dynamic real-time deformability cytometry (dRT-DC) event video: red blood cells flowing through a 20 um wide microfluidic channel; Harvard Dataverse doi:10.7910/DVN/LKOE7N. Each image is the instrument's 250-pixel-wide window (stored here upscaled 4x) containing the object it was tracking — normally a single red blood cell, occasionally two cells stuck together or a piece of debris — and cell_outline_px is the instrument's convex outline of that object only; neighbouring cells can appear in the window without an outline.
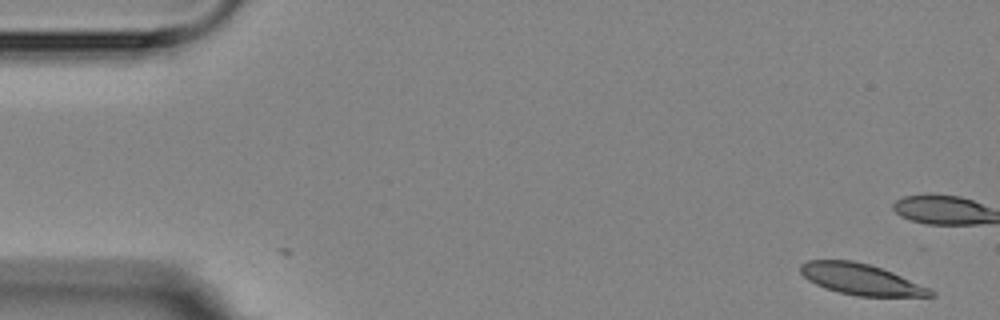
{"species": "Egyptian fruit bat (a non-hibernating species)", "species_latin": "Rousettus aegyptiacus", "temperature_condition": "room temperature", "stored_images_in_passage": 10, "camera_frame_rate_fps": 3000, "um_per_image_px": 0.085, "animal": {"sex": "female"}, "frame": {"image": 1, "passage_image": 1, "time_ms": 0.0, "image_size_px": [1000, 320], "cell_outline_px": [[936, 296], [856, 296], [824, 288], [808, 280], [800, 272], [800, 264], [808, 260], [852, 260], [868, 264], [892, 272], [928, 288], [936, 292]], "centroid_in_image_um": [73.14, 23.74], "position_along_channel_um": 11.9, "area_um2": 23.24}}
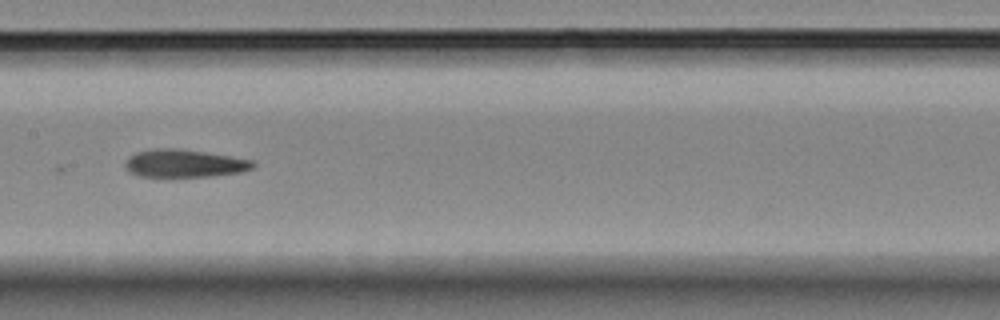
{"frame": {"image": 2, "passage_image": 9, "time_ms": 9.333, "image_size_px": [1000, 320], "cell_outline_px": [[256, 164], [252, 168], [240, 172], [208, 176], [140, 176], [132, 172], [124, 164], [128, 156], [136, 152], [156, 148], [172, 148], [228, 156], [252, 160]], "centroid_in_image_um": [15.64, 13.88], "position_along_channel_um": 191.8, "area_um2": 20.11}}
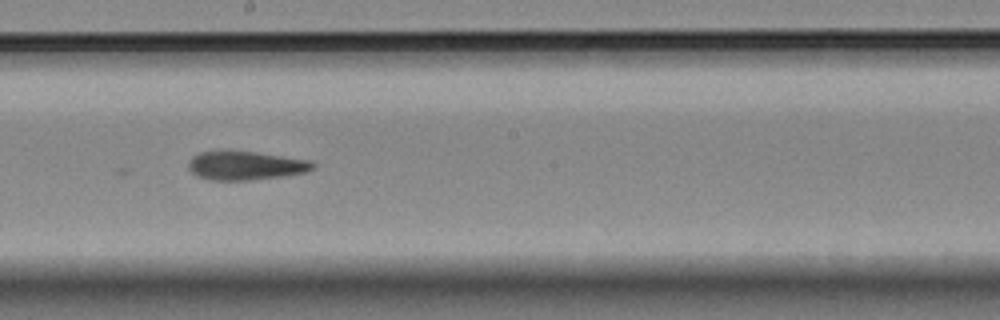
{"frame": {"image": 3, "passage_image": 10, "time_ms": 10.333, "image_size_px": [1000, 320], "cell_outline_px": [[316, 164], [312, 168], [304, 172], [280, 176], [248, 180], [212, 180], [196, 176], [188, 168], [188, 164], [192, 156], [200, 152], [252, 152], [312, 160]], "centroid_in_image_um": [20.86, 14.08], "position_along_channel_um": 227.3, "area_um2": 20.35}}